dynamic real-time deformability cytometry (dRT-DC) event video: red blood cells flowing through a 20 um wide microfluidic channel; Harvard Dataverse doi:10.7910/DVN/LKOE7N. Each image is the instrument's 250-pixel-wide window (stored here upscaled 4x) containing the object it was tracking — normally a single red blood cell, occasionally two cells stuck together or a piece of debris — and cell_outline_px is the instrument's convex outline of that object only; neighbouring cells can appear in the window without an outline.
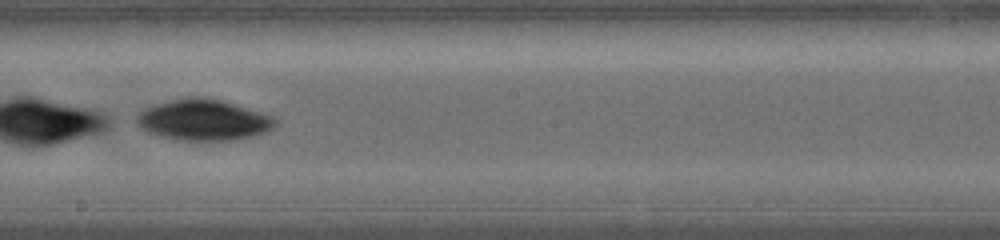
{"species": "common noctule bat (a hibernating species)", "species_latin": "Nyctalus noctula", "temperature_condition": "warm", "stored_images_in_passage": 20, "camera_frame_rate_fps": 5000, "um_per_image_px": 0.085, "animal": {"sex": "female", "body_mass_g": 19.0, "forearm_length_mm": 56.7}, "frame": {"image": 1, "passage_image": 12, "time_ms": 4.4, "image_size_px": [1000, 240], "cell_outline_px": [[280, 120], [268, 132], [256, 136], [236, 140], [180, 140], [160, 136], [148, 132], [140, 128], [136, 124], [136, 116], [144, 108], [156, 104], [188, 96], [204, 96], [220, 100], [276, 116]], "centroid_in_image_um": [17.34, 10.2], "position_along_channel_um": 230.9, "area_um2": 33.52}}
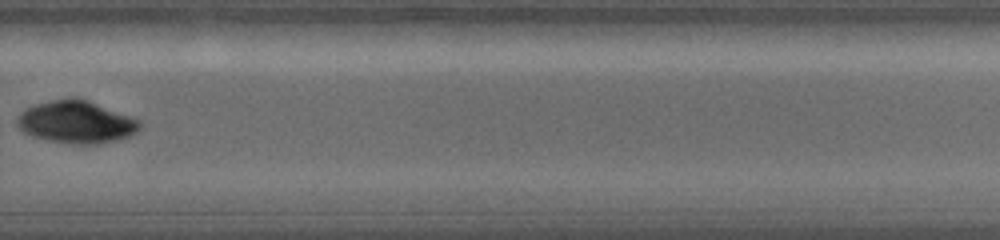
{"frame": {"image": 2, "passage_image": 17, "time_ms": 6.8, "image_size_px": [1000, 240], "cell_outline_px": [[140, 132], [132, 136], [96, 144], [72, 144], [48, 140], [32, 136], [24, 132], [16, 124], [16, 120], [20, 112], [36, 104], [52, 100], [88, 100], [140, 120]], "centroid_in_image_um": [6.51, 10.41], "position_along_channel_um": 323.3, "area_um2": 29.88}}